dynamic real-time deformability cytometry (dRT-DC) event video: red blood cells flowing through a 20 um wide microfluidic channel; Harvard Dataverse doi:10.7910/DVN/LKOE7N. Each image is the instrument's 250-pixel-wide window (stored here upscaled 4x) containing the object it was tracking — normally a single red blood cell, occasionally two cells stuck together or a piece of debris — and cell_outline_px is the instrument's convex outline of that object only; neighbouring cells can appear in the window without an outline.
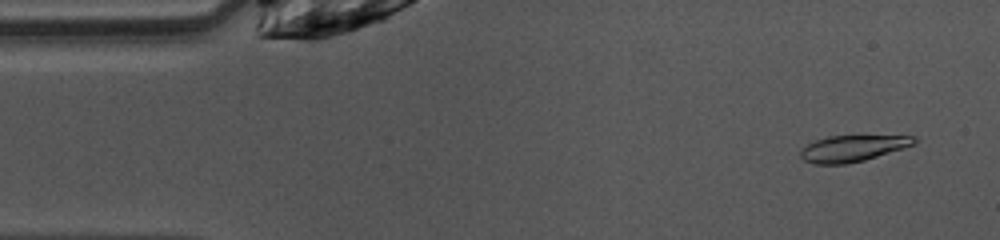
{"species": "common noctule bat (a hibernating species)", "species_latin": "Nyctalus noctula", "temperature_condition": "warm", "stored_images_in_passage": 48, "camera_frame_rate_fps": 3000, "um_per_image_px": 0.085, "animal": {"sex": "female", "body_mass_g": 10.0, "forearm_length_mm": 53.1}, "frame": {"image": 1, "passage_image": 3, "time_ms": 0.667, "image_size_px": [1000, 240], "cell_outline_px": [[916, 144], [864, 160], [844, 164], [812, 164], [804, 160], [800, 156], [800, 148], [816, 140], [828, 136], [916, 136]], "centroid_in_image_um": [72.44, 12.61], "position_along_channel_um": 12.6, "area_um2": 17.28}}
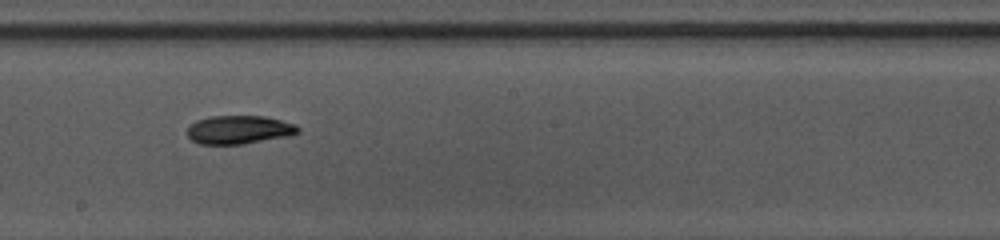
{"frame": {"image": 2, "passage_image": 25, "time_ms": 8.0, "image_size_px": [1000, 240], "cell_outline_px": [[300, 132], [284, 136], [244, 144], [200, 144], [192, 140], [188, 136], [188, 128], [196, 120], [212, 116], [264, 116], [296, 124], [300, 128]], "centroid_in_image_um": [20.31, 11.02], "position_along_channel_um": 227.9, "area_um2": 18.15}}
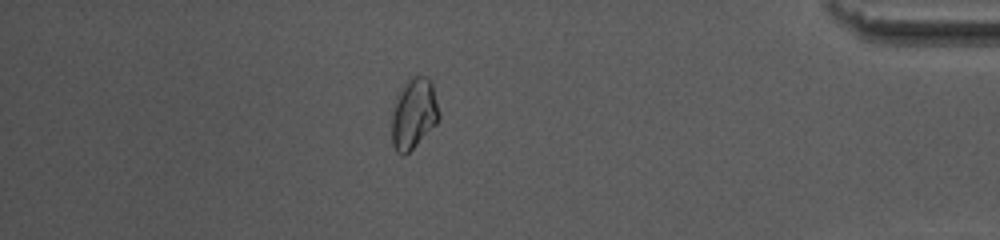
{"frame": {"image": 3, "passage_image": 41, "time_ms": 13.333, "image_size_px": [1000, 240], "cell_outline_px": [[440, 120], [404, 156], [396, 152], [392, 144], [392, 112], [396, 96], [408, 76], [428, 76], [432, 80], [440, 112]], "centroid_in_image_um": [35.18, 9.6], "position_along_channel_um": 400.0, "area_um2": 19.83}, "authors_computed_cell_mechanics": {"area_um2": 18.2648, "velocity_mm_per_s": 4.0507, "shape_relaxation_time_tau1_ms": 6.2649, "shape_relaxation_time_tau2_ms": 4.2101, "deformation_change_tau1": 0.1654, "deformation_change_tau2": 0.0848}}